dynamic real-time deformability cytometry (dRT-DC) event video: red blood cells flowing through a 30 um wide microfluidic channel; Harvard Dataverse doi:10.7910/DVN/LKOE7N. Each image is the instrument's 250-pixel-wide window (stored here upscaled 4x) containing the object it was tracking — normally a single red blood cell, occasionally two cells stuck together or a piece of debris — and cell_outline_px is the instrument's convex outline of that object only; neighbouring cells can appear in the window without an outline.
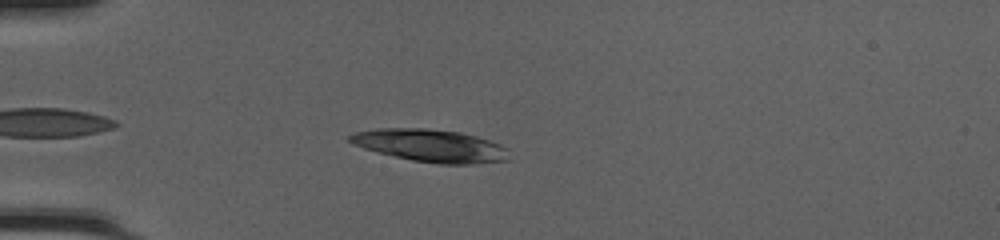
{"species": "common noctule bat (a hibernating species)", "species_latin": "Nyctalus noctula", "temperature_condition": "cold", "stored_images_in_passage": 40, "camera_frame_rate_fps": 3000, "um_per_image_px": 0.085, "animal": {"sex": "female", "body_mass_g": 20.0, "forearm_length_mm": 54.0}, "frame": {"image": 1, "passage_image": 5, "time_ms": 1.333, "image_size_px": [1000, 240], "cell_outline_px": [[508, 160], [472, 164], [440, 164], [412, 160], [364, 148], [352, 144], [348, 140], [348, 136], [356, 132], [376, 128], [424, 128], [460, 132], [476, 136], [500, 144], [508, 148]], "centroid_in_image_um": [36.61, 12.37], "position_along_channel_um": 48.4, "area_um2": 30.06}}
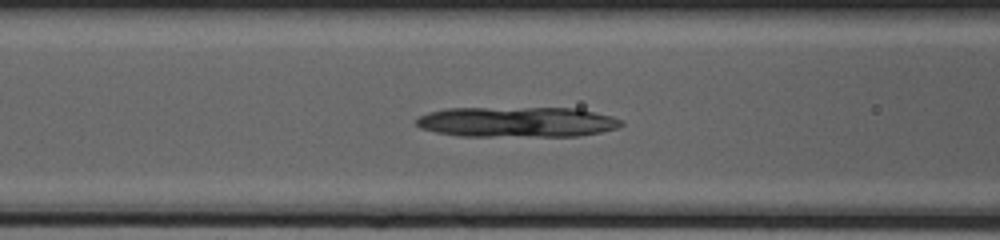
{"frame": {"image": 2, "passage_image": 12, "time_ms": 3.667, "image_size_px": [1000, 240], "cell_outline_px": [[624, 124], [620, 128], [580, 136], [460, 136], [436, 132], [420, 128], [416, 124], [416, 120], [420, 116], [428, 112], [444, 108], [576, 108], [612, 116], [624, 120]], "centroid_in_image_um": [43.98, 10.37], "position_along_channel_um": 122.6, "area_um2": 36.53}}